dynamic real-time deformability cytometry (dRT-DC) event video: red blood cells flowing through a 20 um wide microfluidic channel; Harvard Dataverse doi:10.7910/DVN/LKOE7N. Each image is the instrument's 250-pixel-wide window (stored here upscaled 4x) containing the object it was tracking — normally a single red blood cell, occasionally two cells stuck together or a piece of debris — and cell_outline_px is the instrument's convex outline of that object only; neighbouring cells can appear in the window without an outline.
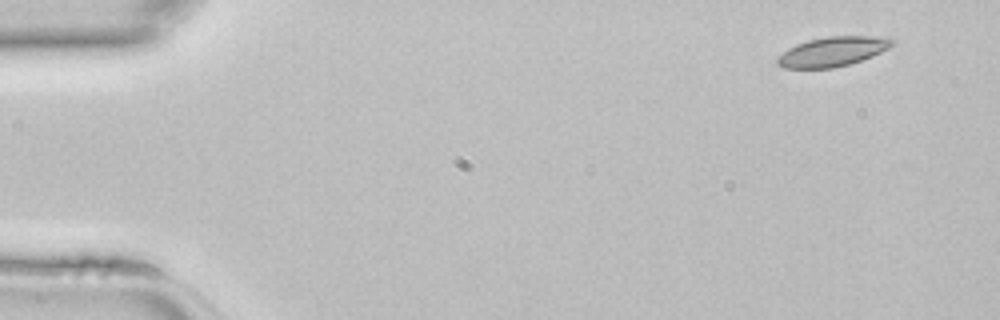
{"species": "common noctule bat (a hibernating species)", "species_latin": "Nyctalus noctula", "temperature_condition": "room temperature", "stored_images_in_passage": 43, "camera_frame_rate_fps": 3000, "um_per_image_px": 0.085, "animal": {"sex": "female", "body_mass_g": 22.7, "forearm_length_mm": 54.2}, "frame": {"image": 1, "passage_image": 1, "time_ms": 0.0, "image_size_px": [1000, 320], "cell_outline_px": [[896, 44], [872, 56], [848, 64], [832, 68], [784, 68], [776, 64], [776, 60], [788, 48], [796, 44], [808, 40], [828, 36], [880, 36], [896, 40]], "centroid_in_image_um": [70.79, 4.37], "position_along_channel_um": 14.2, "area_um2": 19.71}}
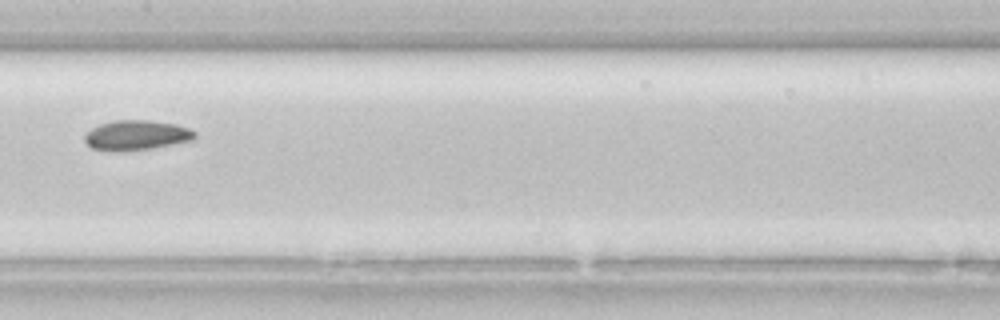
{"frame": {"image": 2, "passage_image": 21, "time_ms": 6.667, "image_size_px": [1000, 320], "cell_outline_px": [[196, 136], [192, 140], [152, 148], [124, 152], [116, 152], [92, 148], [84, 140], [84, 136], [92, 128], [100, 124], [116, 120], [148, 120], [176, 124], [188, 128], [196, 132]], "centroid_in_image_um": [11.59, 11.5], "position_along_channel_um": 195.8, "area_um2": 19.19}}
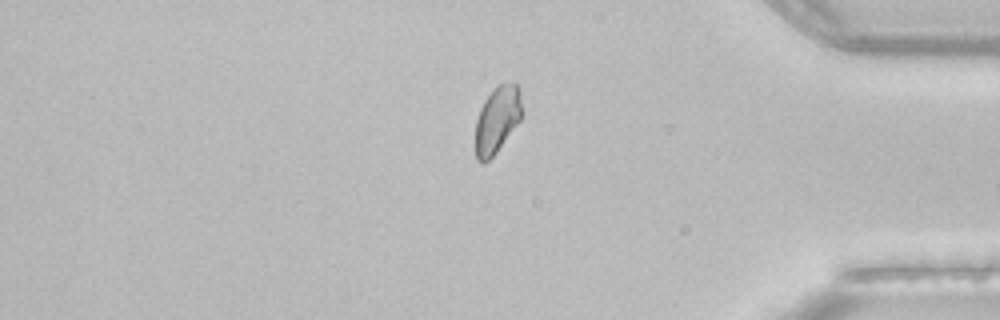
{"frame": {"image": 3, "passage_image": 36, "time_ms": 11.667, "image_size_px": [1000, 320], "cell_outline_px": [[520, 120], [496, 152], [484, 164], [476, 160], [476, 120], [480, 108], [484, 100], [500, 84], [516, 84], [520, 88]], "centroid_in_image_um": [42.23, 10.21], "position_along_channel_um": 393.0, "area_um2": 17.51}}